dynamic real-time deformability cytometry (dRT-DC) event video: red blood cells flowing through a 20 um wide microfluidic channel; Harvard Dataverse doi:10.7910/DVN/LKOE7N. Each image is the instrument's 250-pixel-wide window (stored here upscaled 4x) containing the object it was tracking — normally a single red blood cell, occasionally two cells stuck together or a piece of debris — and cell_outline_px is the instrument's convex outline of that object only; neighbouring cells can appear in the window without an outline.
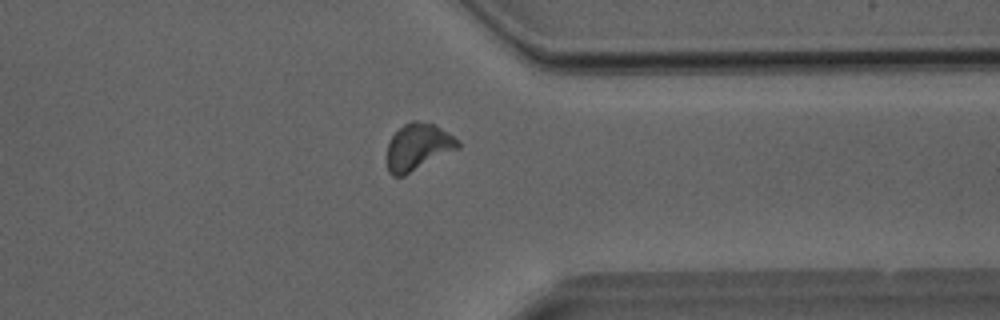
{"species": "Egyptian fruit bat (a non-hibernating species)", "species_latin": "Rousettus aegyptiacus", "temperature_condition": "room temperature", "stored_images_in_passage": 23, "camera_frame_rate_fps": 3000, "um_per_image_px": 0.085, "animal": {"sex": "male"}, "frame": {"image": 1, "passage_image": 19, "time_ms": 6.0, "image_size_px": [1000, 320], "cell_outline_px": [[460, 148], [404, 176], [392, 176], [388, 172], [388, 144], [392, 136], [404, 124], [412, 120], [416, 120], [432, 124], [448, 132], [460, 140]], "centroid_in_image_um": [35.56, 12.5], "position_along_channel_um": 375.8, "area_um2": 19.31}}